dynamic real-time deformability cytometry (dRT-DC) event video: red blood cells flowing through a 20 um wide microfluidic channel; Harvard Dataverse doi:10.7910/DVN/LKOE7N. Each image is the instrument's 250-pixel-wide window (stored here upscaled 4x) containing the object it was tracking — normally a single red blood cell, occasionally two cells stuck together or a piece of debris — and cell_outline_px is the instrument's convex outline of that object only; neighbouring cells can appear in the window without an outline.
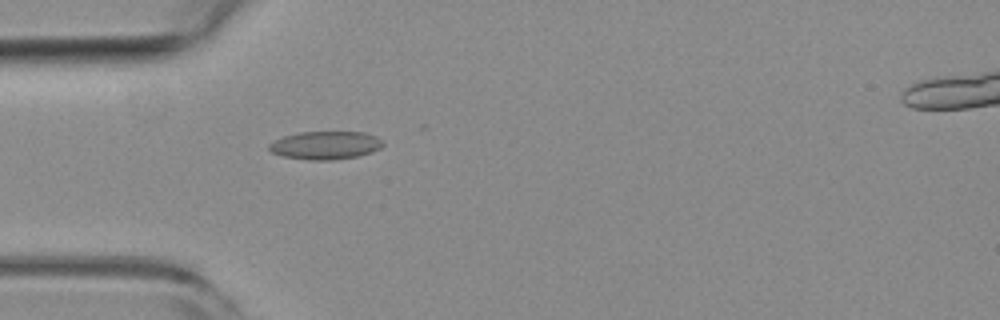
{"species": "common noctule bat (a hibernating species)", "species_latin": "Nyctalus noctula", "temperature_condition": "room temperature", "stored_images_in_passage": 52, "camera_frame_rate_fps": 3000, "um_per_image_px": 0.085, "animal": {"sex": "female", "body_mass_g": 19.3, "forearm_length_mm": 54.1}, "frame": {"image": 1, "passage_image": 15, "time_ms": 4.667, "image_size_px": [1000, 320], "cell_outline_px": [[384, 144], [380, 148], [372, 152], [356, 156], [332, 160], [308, 160], [284, 156], [272, 152], [268, 148], [268, 144], [284, 136], [300, 132], [364, 132], [376, 136], [384, 140]], "centroid_in_image_um": [27.69, 12.34], "position_along_channel_um": 57.3, "area_um2": 18.61}}
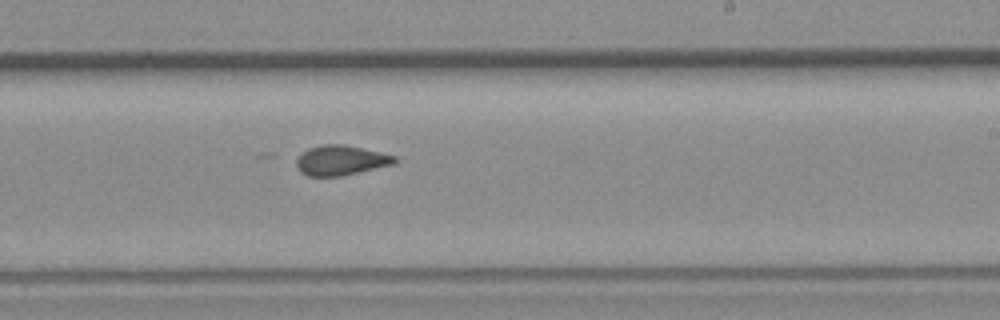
{"frame": {"image": 2, "passage_image": 31, "time_ms": 10.0, "image_size_px": [1000, 320], "cell_outline_px": [[400, 160], [396, 164], [340, 176], [308, 176], [300, 172], [296, 168], [296, 160], [308, 148], [324, 144], [344, 144], [380, 152], [396, 156]], "centroid_in_image_um": [29.0, 13.63], "position_along_channel_um": 260.0, "area_um2": 17.22}}
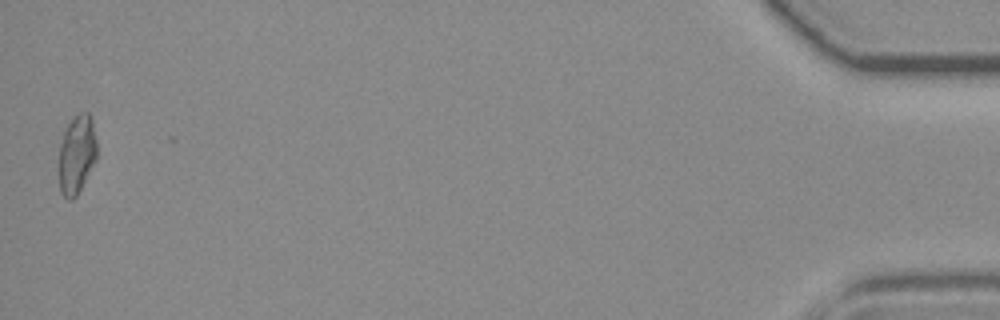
{"frame": {"image": 3, "passage_image": 52, "time_ms": 17.0, "image_size_px": [1000, 320], "cell_outline_px": [[96, 160], [76, 196], [72, 200], [68, 200], [60, 192], [56, 168], [60, 144], [64, 132], [68, 124], [80, 112], [88, 112], [92, 116], [96, 140]], "centroid_in_image_um": [6.48, 13.16], "position_along_channel_um": 428.7, "area_um2": 17.86}, "authors_computed_cell_mechanics": {"area_um2": 17.2533, "velocity_mm_per_s": 3.8568, "shape_relaxation_time_tau1_ms": null, "shape_relaxation_time_tau2_ms": 1.6188, "deformation_change_tau1": null, "deformation_change_tau2": 0.0768}}